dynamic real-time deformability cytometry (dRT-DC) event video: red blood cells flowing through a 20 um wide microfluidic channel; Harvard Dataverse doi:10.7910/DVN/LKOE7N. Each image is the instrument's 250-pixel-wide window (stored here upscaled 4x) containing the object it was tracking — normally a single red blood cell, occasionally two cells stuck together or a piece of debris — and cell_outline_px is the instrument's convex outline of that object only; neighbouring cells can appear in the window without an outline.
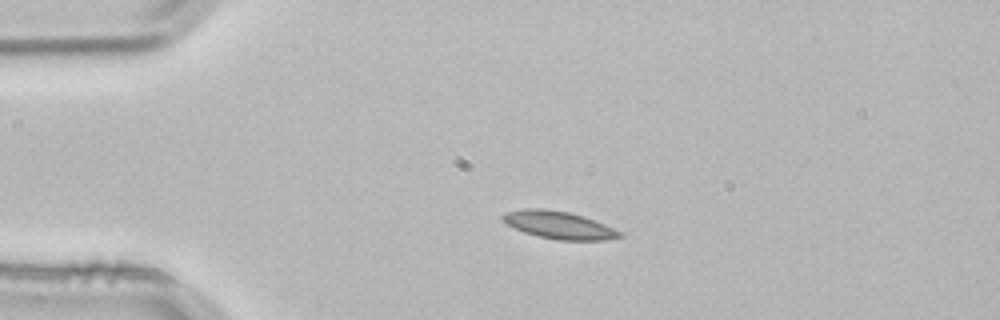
{"species": "common noctule bat (a hibernating species)", "species_latin": "Nyctalus noctula", "temperature_condition": "room temperature", "stored_images_in_passage": 2, "camera_frame_rate_fps": 3000, "um_per_image_px": 0.085, "animal": {"sex": "male", "body_mass_g": 21.5, "forearm_length_mm": 52.0}, "frame": {"image": 1, "passage_image": 1, "time_ms": 0.0, "image_size_px": [1000, 320], "cell_outline_px": [[620, 236], [604, 240], [560, 240], [536, 236], [524, 232], [508, 224], [500, 216], [504, 212], [524, 208], [544, 208], [568, 212], [584, 216], [604, 224], [620, 232]], "centroid_in_image_um": [47.45, 19.11], "position_along_channel_um": 37.6, "area_um2": 18.55}}